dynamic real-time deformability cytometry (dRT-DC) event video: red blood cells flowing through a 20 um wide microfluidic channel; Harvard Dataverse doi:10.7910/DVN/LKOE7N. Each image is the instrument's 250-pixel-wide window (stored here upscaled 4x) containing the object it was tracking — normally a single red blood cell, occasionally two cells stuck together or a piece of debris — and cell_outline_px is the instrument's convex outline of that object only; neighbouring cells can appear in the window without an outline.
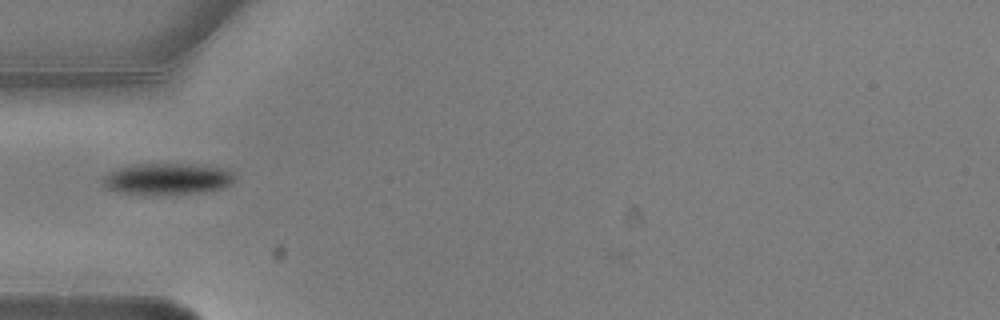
{"species": "common noctule bat (a hibernating species)", "species_latin": "Nyctalus noctula", "temperature_condition": "warm", "stored_images_in_passage": 4, "camera_frame_rate_fps": 3000, "um_per_image_px": 0.085, "animal": {"sex": "male", "body_mass_g": 20.5, "forearm_length_mm": 52.5}, "frame": {"image": 1, "passage_image": 1, "time_ms": 0.0, "image_size_px": [1000, 320], "cell_outline_px": [[236, 180], [232, 184], [224, 188], [204, 192], [120, 192], [108, 188], [104, 184], [104, 176], [108, 172], [116, 168], [132, 164], [196, 164], [228, 168], [236, 176]], "centroid_in_image_um": [14.33, 15.15], "position_along_channel_um": 70.7, "area_um2": 23.64}}
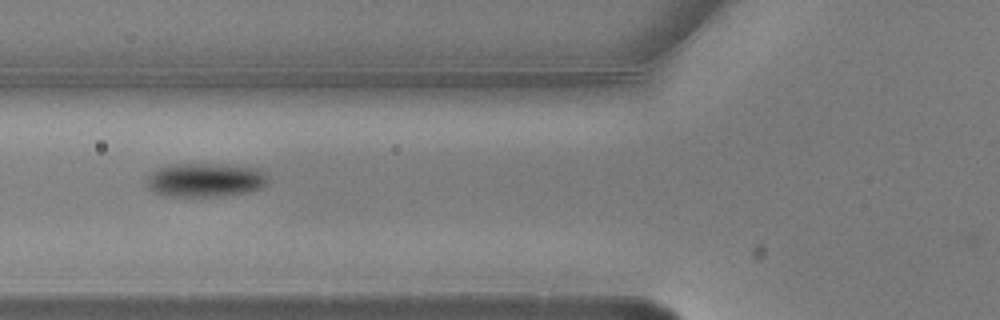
{"frame": {"image": 2, "passage_image": 2, "time_ms": 0.333, "image_size_px": [1000, 320], "cell_outline_px": [[268, 180], [260, 188], [244, 192], [212, 196], [168, 196], [152, 192], [148, 188], [148, 176], [156, 168], [168, 164], [228, 164], [260, 168], [268, 176]], "centroid_in_image_um": [17.43, 15.27], "position_along_channel_um": 108.4, "area_um2": 23.93}}
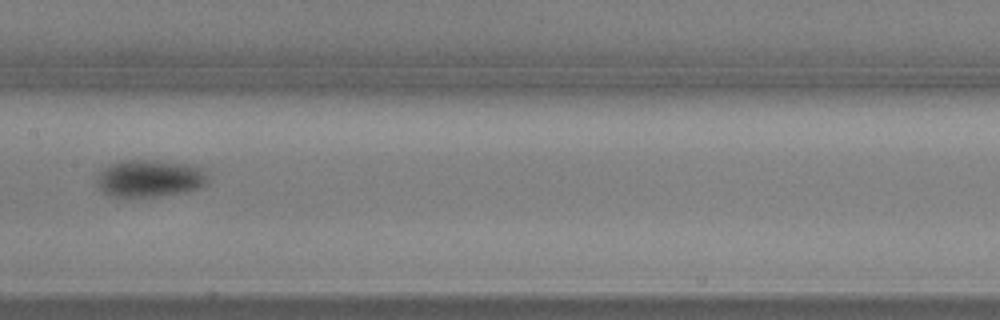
{"frame": {"image": 3, "passage_image": 4, "time_ms": 1.0, "image_size_px": [1000, 320], "cell_outline_px": [[208, 184], [200, 188], [188, 192], [160, 196], [108, 196], [96, 184], [96, 180], [100, 172], [104, 168], [112, 164], [132, 160], [144, 160], [188, 164], [208, 168]], "centroid_in_image_um": [12.83, 15.17], "position_along_channel_um": 194.6, "area_um2": 24.22}}